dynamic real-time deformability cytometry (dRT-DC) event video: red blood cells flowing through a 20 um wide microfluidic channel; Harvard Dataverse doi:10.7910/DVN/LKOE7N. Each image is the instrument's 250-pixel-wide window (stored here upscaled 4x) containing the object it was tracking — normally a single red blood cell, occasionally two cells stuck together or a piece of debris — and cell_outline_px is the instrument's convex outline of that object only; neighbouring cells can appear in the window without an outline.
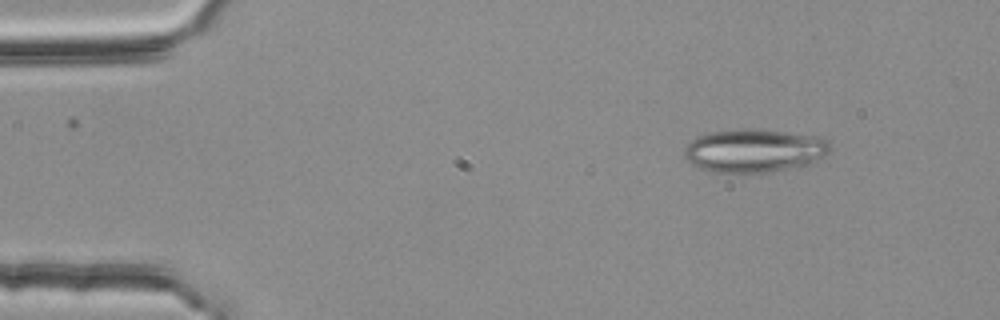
{"species": "common noctule bat (a hibernating species)", "species_latin": "Nyctalus noctula", "temperature_condition": "room temperature", "stored_images_in_passage": 49, "camera_frame_rate_fps": 3000, "um_per_image_px": 0.085, "animal": {"sex": "female", "body_mass_g": 25.1}, "frame": {"image": 1, "passage_image": 1, "time_ms": 0.0, "image_size_px": [1000, 320], "cell_outline_px": [[828, 152], [824, 156], [808, 164], [788, 168], [764, 172], [708, 172], [692, 164], [684, 156], [684, 148], [696, 136], [708, 132], [740, 128], [748, 128], [824, 136], [828, 140]], "centroid_in_image_um": [64.08, 12.78], "position_along_channel_um": 20.9, "area_um2": 36.82}}
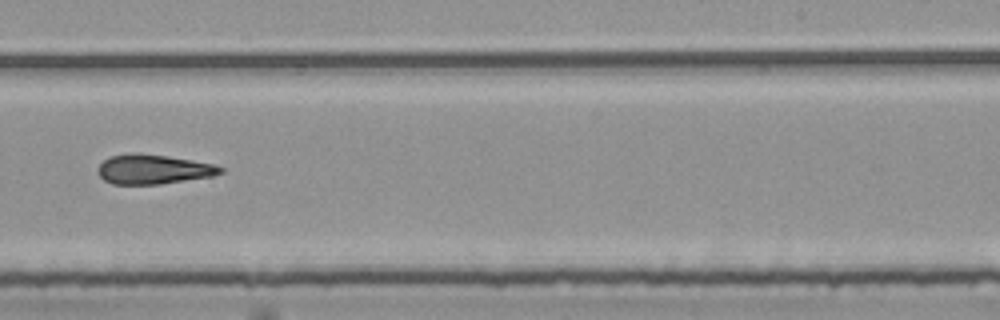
{"frame": {"image": 2, "passage_image": 28, "time_ms": 9.0, "image_size_px": [1000, 320], "cell_outline_px": [[224, 172], [212, 176], [160, 184], [112, 184], [104, 180], [96, 172], [100, 164], [104, 160], [112, 156], [132, 152], [136, 152], [168, 156], [216, 164], [224, 168]], "centroid_in_image_um": [13.04, 14.38], "position_along_channel_um": 276.0, "area_um2": 21.21}}
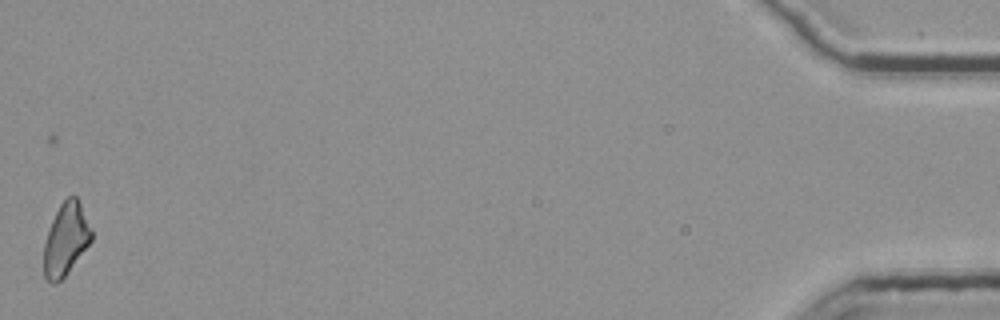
{"frame": {"image": 3, "passage_image": 48, "time_ms": 15.667, "image_size_px": [1000, 320], "cell_outline_px": [[92, 240], [64, 276], [56, 284], [52, 284], [44, 276], [44, 244], [52, 220], [60, 204], [68, 196], [76, 196], [92, 228]], "centroid_in_image_um": [5.6, 20.34], "position_along_channel_um": 429.6, "area_um2": 19.71}, "authors_computed_cell_mechanics": {"area_um2": 21.2126, "velocity_mm_per_s": 3.7954, "shape_relaxation_time_tau1_ms": null, "shape_relaxation_time_tau2_ms": 7.2061, "deformation_change_tau1": null, "deformation_change_tau2": 0.2018}}